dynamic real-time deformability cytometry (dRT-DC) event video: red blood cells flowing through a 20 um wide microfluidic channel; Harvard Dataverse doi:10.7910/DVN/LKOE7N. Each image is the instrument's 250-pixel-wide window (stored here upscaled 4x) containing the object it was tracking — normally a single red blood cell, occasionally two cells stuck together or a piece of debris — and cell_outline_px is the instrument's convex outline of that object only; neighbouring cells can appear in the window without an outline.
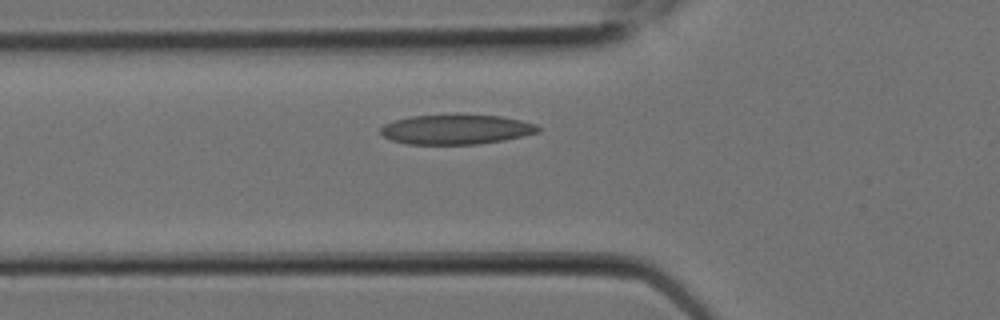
{"species": "Egyptian fruit bat (a non-hibernating species)", "species_latin": "Rousettus aegyptiacus", "temperature_condition": "room temperature", "stored_images_in_passage": 5, "camera_frame_rate_fps": 3000, "um_per_image_px": 0.085, "animal": {"sex": "female"}, "frame": {"image": 1, "passage_image": 2, "time_ms": 0.333, "image_size_px": [1000, 320], "cell_outline_px": [[540, 132], [504, 140], [480, 144], [408, 144], [392, 140], [384, 136], [380, 132], [380, 128], [384, 124], [396, 120], [412, 116], [456, 112], [500, 116], [520, 120], [536, 124], [540, 128]], "centroid_in_image_um": [38.79, 10.96], "position_along_channel_um": 87.0, "area_um2": 28.03}}
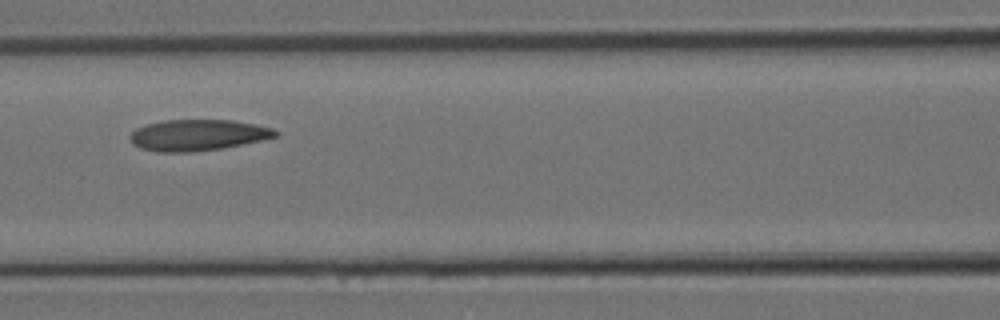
{"frame": {"image": 2, "passage_image": 4, "time_ms": 1.0, "image_size_px": [1000, 320], "cell_outline_px": [[280, 136], [264, 140], [224, 148], [192, 152], [156, 152], [140, 148], [132, 144], [128, 136], [136, 128], [148, 124], [164, 120], [232, 120], [256, 124], [272, 128], [280, 132]], "centroid_in_image_um": [16.84, 11.49], "position_along_channel_um": 149.8, "area_um2": 26.76}}
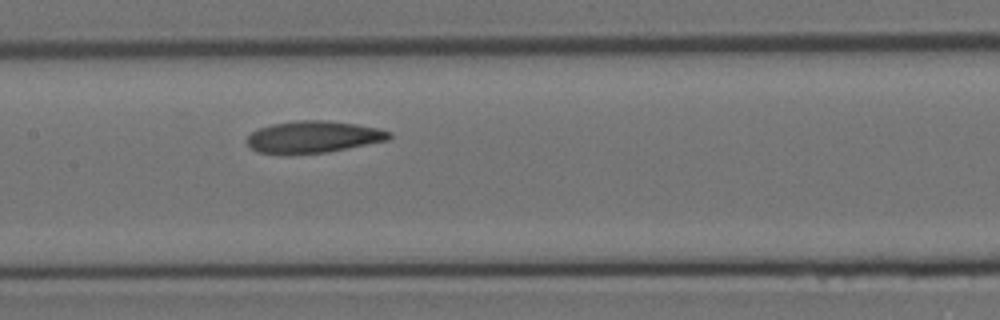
{"frame": {"image": 3, "passage_image": 5, "time_ms": 1.333, "image_size_px": [1000, 320], "cell_outline_px": [[392, 136], [388, 140], [328, 152], [256, 152], [248, 144], [248, 136], [252, 132], [260, 128], [272, 124], [296, 120], [324, 120], [356, 124], [376, 128], [392, 132]], "centroid_in_image_um": [26.68, 11.61], "position_along_channel_um": 180.7, "area_um2": 25.72}}